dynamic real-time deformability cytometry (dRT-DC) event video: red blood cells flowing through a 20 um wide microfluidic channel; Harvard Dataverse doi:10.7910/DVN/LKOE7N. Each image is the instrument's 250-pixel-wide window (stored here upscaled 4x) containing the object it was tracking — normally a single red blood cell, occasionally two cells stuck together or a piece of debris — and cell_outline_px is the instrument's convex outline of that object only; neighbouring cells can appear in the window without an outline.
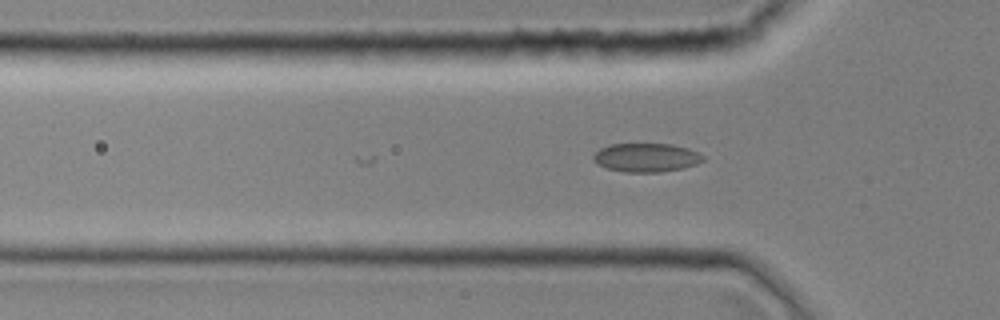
{"species": "common noctule bat (a hibernating species)", "species_latin": "Nyctalus noctula", "temperature_condition": "room temperature", "stored_images_in_passage": 12, "camera_frame_rate_fps": 3000, "um_per_image_px": 0.085, "animal": {"sex": "female", "body_mass_g": 19.0, "forearm_length_mm": 51.5}, "frame": {"image": 1, "passage_image": 12, "time_ms": 3.667, "image_size_px": [1000, 320], "cell_outline_px": [[704, 160], [696, 164], [680, 168], [660, 172], [624, 172], [608, 168], [596, 164], [592, 160], [592, 156], [600, 148], [608, 144], [672, 144], [688, 148], [704, 156]], "centroid_in_image_um": [54.89, 13.38], "position_along_channel_um": 70.9, "area_um2": 18.32}}